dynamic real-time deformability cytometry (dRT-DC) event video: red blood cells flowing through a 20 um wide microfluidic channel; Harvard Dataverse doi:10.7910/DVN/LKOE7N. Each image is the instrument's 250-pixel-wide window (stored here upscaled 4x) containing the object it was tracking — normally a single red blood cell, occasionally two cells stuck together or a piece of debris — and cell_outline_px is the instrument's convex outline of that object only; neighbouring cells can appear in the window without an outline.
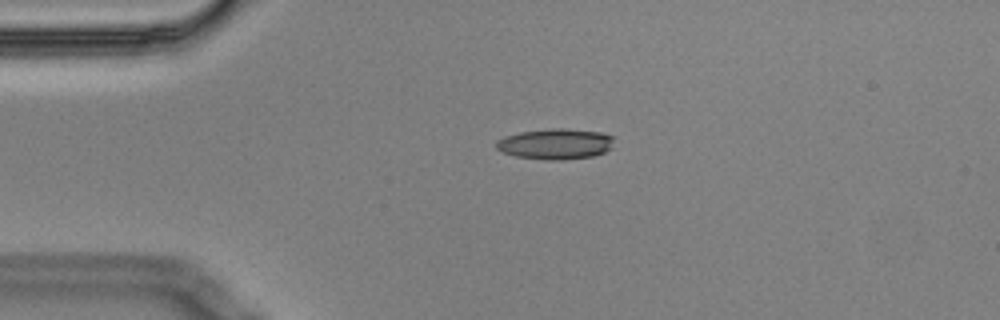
{"species": "Egyptian fruit bat (a non-hibernating species)", "species_latin": "Rousettus aegyptiacus", "temperature_condition": "cold", "stored_images_in_passage": 5, "camera_frame_rate_fps": 3000, "um_per_image_px": 0.085, "animal": {"sex": "male"}, "frame": {"image": 1, "passage_image": 4, "time_ms": 1.0, "image_size_px": [1000, 320], "cell_outline_px": [[616, 136], [612, 148], [604, 152], [592, 156], [564, 160], [548, 160], [516, 156], [504, 152], [496, 148], [496, 140], [504, 136], [520, 132], [552, 128], [564, 128], [600, 132]], "centroid_in_image_um": [47.26, 12.23], "position_along_channel_um": 37.7, "area_um2": 21.21}}